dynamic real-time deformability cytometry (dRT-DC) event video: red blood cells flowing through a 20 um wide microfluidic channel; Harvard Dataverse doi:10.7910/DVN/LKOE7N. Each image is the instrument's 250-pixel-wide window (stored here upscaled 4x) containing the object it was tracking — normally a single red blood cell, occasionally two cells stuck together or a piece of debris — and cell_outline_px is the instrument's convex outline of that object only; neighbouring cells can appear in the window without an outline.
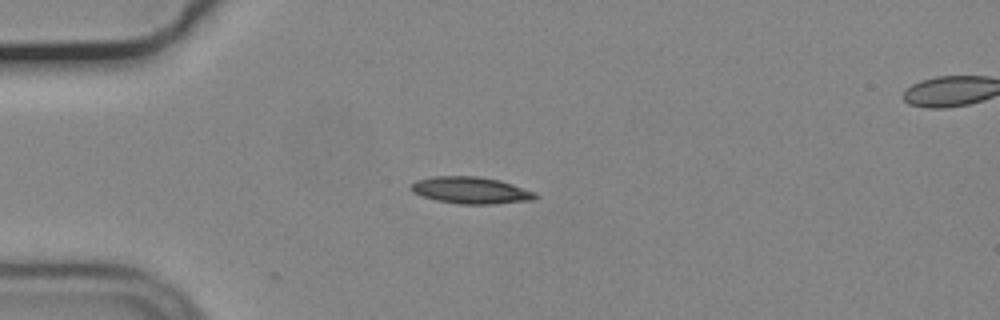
{"species": "common noctule bat (a hibernating species)", "species_latin": "Nyctalus noctula", "temperature_condition": "cold", "stored_images_in_passage": 42, "camera_frame_rate_fps": 3000, "um_per_image_px": 0.085, "animal": {"sex": "male", "body_mass_g": 19.2, "forearm_length_mm": 51.8}, "frame": {"image": 1, "passage_image": 1, "time_ms": 0.0, "image_size_px": [1000, 320], "cell_outline_px": [[540, 196], [532, 200], [496, 204], [460, 204], [436, 200], [412, 192], [412, 184], [416, 180], [436, 176], [480, 176], [500, 180], [536, 192]], "centroid_in_image_um": [40.08, 16.17], "position_along_channel_um": 44.9, "area_um2": 19.42}}
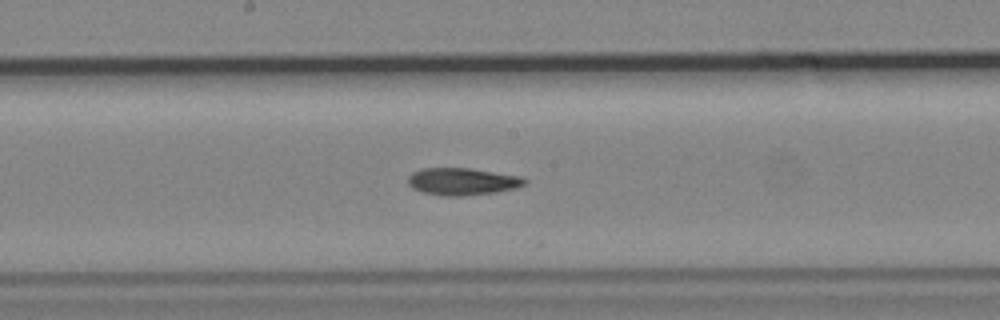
{"frame": {"image": 2, "passage_image": 16, "time_ms": 5.0, "image_size_px": [1000, 320], "cell_outline_px": [[528, 180], [524, 184], [516, 188], [496, 192], [460, 196], [444, 196], [424, 192], [412, 188], [408, 184], [408, 176], [412, 172], [420, 168], [468, 168], [520, 176]], "centroid_in_image_um": [39.27, 15.42], "position_along_channel_um": 208.9, "area_um2": 18.44}}
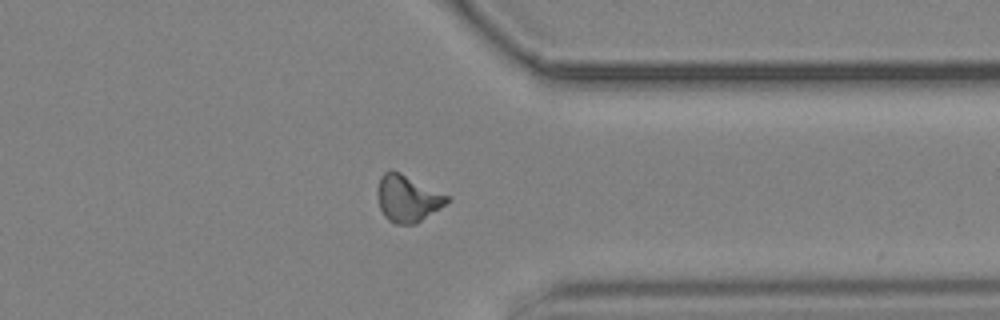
{"frame": {"image": 3, "passage_image": 30, "time_ms": 9.667, "image_size_px": [1000, 320], "cell_outline_px": [[452, 196], [444, 204], [416, 224], [396, 224], [388, 220], [384, 216], [380, 208], [376, 196], [376, 192], [380, 176], [384, 172], [392, 168]], "centroid_in_image_um": [34.61, 16.83], "position_along_channel_um": 376.8, "area_um2": 19.25}, "authors_computed_cell_mechanics": {"area_um2": 18.2937, "velocity_mm_per_s": 3.6955, "shape_relaxation_time_tau1_ms": 7.9031, "shape_relaxation_time_tau2_ms": null, "deformation_change_tau1": 0.1709, "deformation_change_tau2": null}}